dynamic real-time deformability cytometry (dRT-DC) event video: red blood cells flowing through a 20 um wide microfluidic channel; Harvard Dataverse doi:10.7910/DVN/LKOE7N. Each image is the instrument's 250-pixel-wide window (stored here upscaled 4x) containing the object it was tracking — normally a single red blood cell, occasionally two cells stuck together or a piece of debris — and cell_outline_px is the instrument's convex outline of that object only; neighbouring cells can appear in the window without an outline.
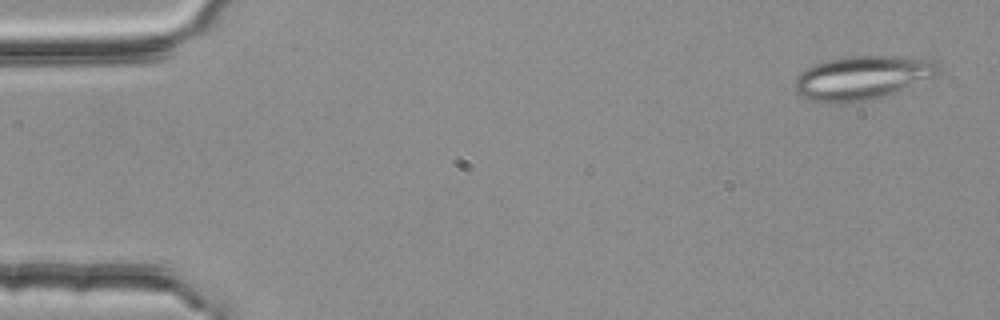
{"species": "common noctule bat (a hibernating species)", "species_latin": "Nyctalus noctula", "temperature_condition": "room temperature", "stored_images_in_passage": 4, "camera_frame_rate_fps": 3000, "um_per_image_px": 0.085, "animal": {"sex": "female", "body_mass_g": 25.1}, "frame": {"image": 1, "passage_image": 1, "time_ms": 0.0, "image_size_px": [1000, 320], "cell_outline_px": [[940, 72], [936, 76], [884, 96], [856, 104], [828, 104], [808, 100], [800, 96], [796, 92], [796, 76], [800, 72], [812, 64], [828, 60], [848, 56], [900, 56], [936, 60], [940, 64]], "centroid_in_image_um": [73.28, 6.63], "position_along_channel_um": 11.7, "area_um2": 37.34}}